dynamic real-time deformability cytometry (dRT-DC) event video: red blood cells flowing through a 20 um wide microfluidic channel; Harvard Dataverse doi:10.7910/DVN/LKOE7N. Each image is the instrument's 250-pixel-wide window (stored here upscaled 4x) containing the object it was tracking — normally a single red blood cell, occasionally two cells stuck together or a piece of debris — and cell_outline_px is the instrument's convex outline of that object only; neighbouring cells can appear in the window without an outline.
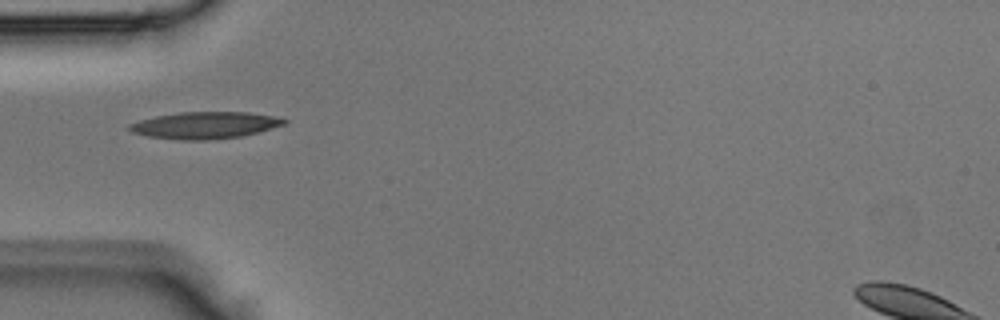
{"species": "Egyptian fruit bat (a non-hibernating species)", "species_latin": "Rousettus aegyptiacus", "temperature_condition": "room temperature", "stored_images_in_passage": 2, "camera_frame_rate_fps": 3000, "um_per_image_px": 0.085, "animal": {"sex": "male"}, "frame": {"image": 1, "passage_image": 1, "time_ms": 0.0, "image_size_px": [1000, 320], "cell_outline_px": [[288, 120], [284, 124], [256, 132], [240, 136], [208, 140], [180, 140], [148, 136], [132, 132], [128, 128], [128, 124], [140, 120], [156, 116], [180, 112], [248, 112], [272, 116]], "centroid_in_image_um": [17.37, 10.64], "position_along_channel_um": 67.6, "area_um2": 23.87}}
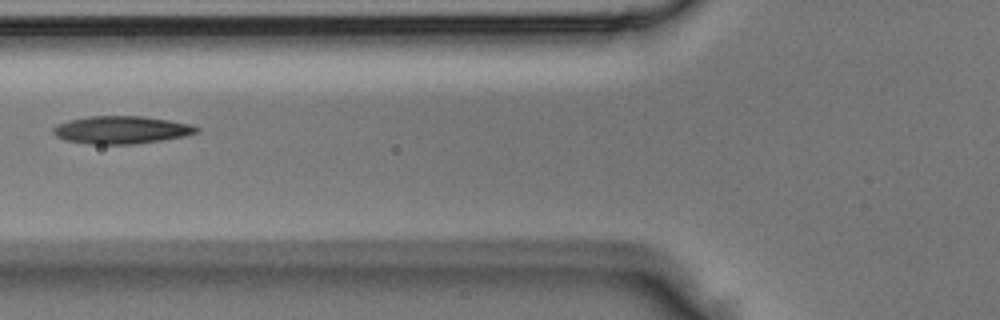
{"frame": {"image": 2, "passage_image": 2, "time_ms": 0.333, "image_size_px": [1000, 320], "cell_outline_px": [[200, 128], [196, 132], [184, 136], [136, 144], [88, 144], [64, 140], [56, 136], [52, 132], [52, 128], [60, 124], [72, 120], [88, 116], [144, 116], [192, 124]], "centroid_in_image_um": [10.31, 11.04], "position_along_channel_um": 115.5, "area_um2": 23.0}}